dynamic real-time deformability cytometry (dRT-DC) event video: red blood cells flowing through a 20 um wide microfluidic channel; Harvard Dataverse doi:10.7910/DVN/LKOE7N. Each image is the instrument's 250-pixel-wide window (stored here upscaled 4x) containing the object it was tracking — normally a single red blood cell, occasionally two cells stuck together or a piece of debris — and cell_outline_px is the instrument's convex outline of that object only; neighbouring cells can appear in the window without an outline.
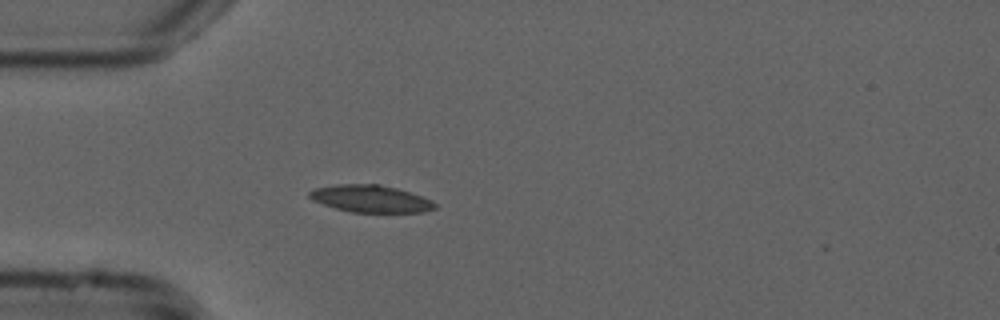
{"species": "common noctule bat (a hibernating species)", "species_latin": "Nyctalus noctula", "temperature_condition": "cold", "stored_images_in_passage": 36, "camera_frame_rate_fps": 3000, "um_per_image_px": 0.085, "animal": {"sex": "male", "forearm_length_mm": 52.5}, "frame": {"image": 1, "passage_image": 8, "time_ms": 2.333, "image_size_px": [1000, 320], "cell_outline_px": [[436, 208], [424, 212], [352, 212], [336, 208], [312, 200], [308, 196], [308, 192], [316, 188], [336, 184], [376, 184], [396, 188], [432, 200], [436, 204]], "centroid_in_image_um": [31.49, 16.89], "position_along_channel_um": 53.5, "area_um2": 19.65}}
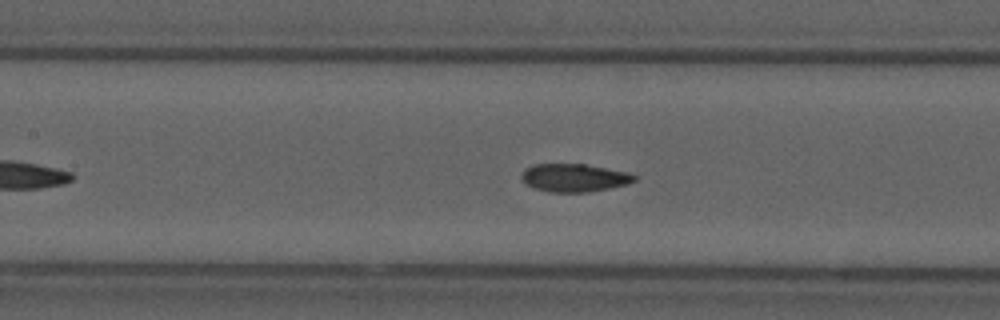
{"frame": {"image": 2, "passage_image": 17, "time_ms": 5.333, "image_size_px": [1000, 320], "cell_outline_px": [[636, 180], [628, 184], [588, 192], [548, 192], [536, 188], [528, 184], [520, 176], [524, 168], [532, 164], [584, 164], [628, 172], [636, 176]], "centroid_in_image_um": [48.8, 15.1], "position_along_channel_um": 158.6, "area_um2": 18.32}}
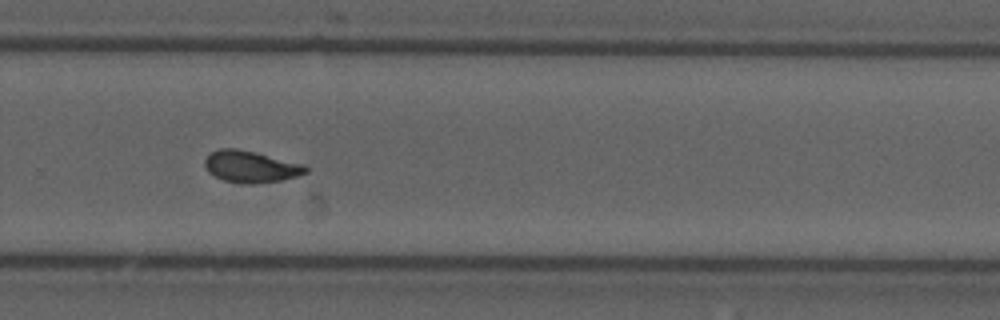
{"frame": {"image": 3, "passage_image": 29, "time_ms": 9.333, "image_size_px": [1000, 320], "cell_outline_px": [[308, 172], [284, 180], [256, 184], [240, 184], [224, 180], [208, 172], [204, 164], [204, 160], [212, 152], [220, 148], [236, 148], [256, 152], [304, 164], [308, 168]], "centroid_in_image_um": [21.33, 14.17], "position_along_channel_um": 308.5, "area_um2": 18.79}, "authors_computed_cell_mechanics": {"area_um2": 18.6405, "velocity_mm_per_s": 3.7658, "shape_relaxation_time_tau1_ms": 5.2555, "shape_relaxation_time_tau2_ms": 1.4726, "deformation_change_tau1": 0.1264, "deformation_change_tau2": 0.0566}}